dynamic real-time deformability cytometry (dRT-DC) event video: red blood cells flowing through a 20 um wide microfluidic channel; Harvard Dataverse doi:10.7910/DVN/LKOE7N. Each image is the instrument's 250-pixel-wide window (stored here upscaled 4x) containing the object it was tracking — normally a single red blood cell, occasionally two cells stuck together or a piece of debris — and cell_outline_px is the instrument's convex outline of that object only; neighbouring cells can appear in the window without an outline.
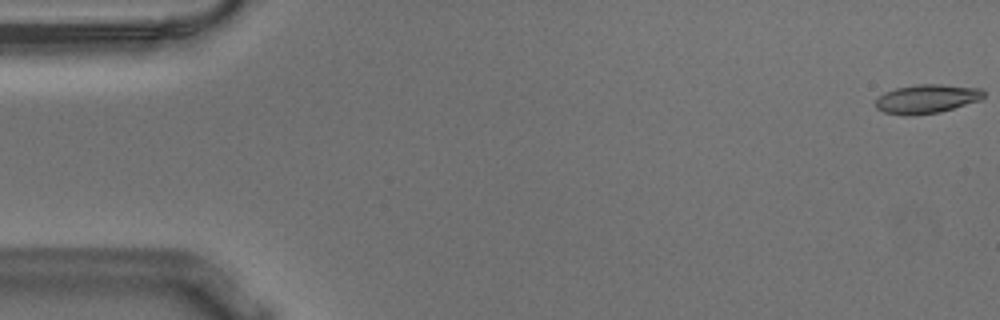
{"species": "Egyptian fruit bat (a non-hibernating species)", "species_latin": "Rousettus aegyptiacus", "temperature_condition": "warm", "stored_images_in_passage": 56, "camera_frame_rate_fps": 3000, "um_per_image_px": 0.085, "animal": {"sex": "male"}, "frame": {"image": 1, "passage_image": 1, "time_ms": 0.0, "image_size_px": [1000, 320], "cell_outline_px": [[984, 96], [980, 100], [940, 112], [912, 116], [904, 116], [884, 112], [876, 108], [876, 100], [884, 92], [896, 88], [916, 84], [940, 84], [984, 88]], "centroid_in_image_um": [78.78, 8.4], "position_along_channel_um": 6.2, "area_um2": 18.38}}
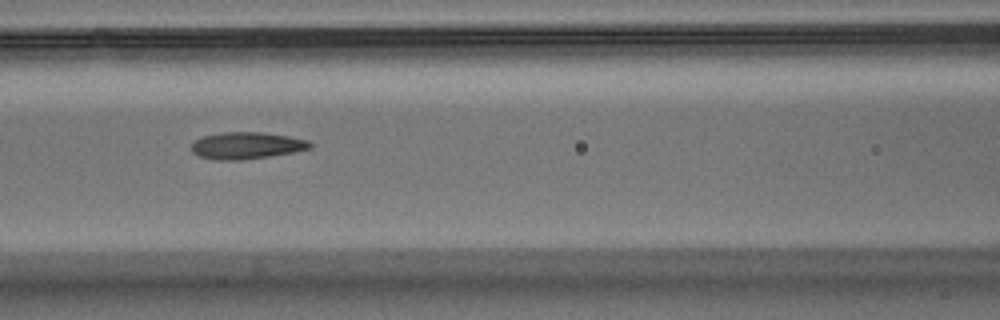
{"frame": {"image": 2, "passage_image": 24, "time_ms": 7.667, "image_size_px": [1000, 320], "cell_outline_px": [[312, 148], [292, 152], [268, 156], [240, 160], [212, 160], [200, 156], [192, 152], [192, 144], [196, 140], [204, 136], [220, 132], [264, 132], [288, 136], [308, 140], [312, 144]], "centroid_in_image_um": [20.96, 12.37], "position_along_channel_um": 145.6, "area_um2": 18.5}}
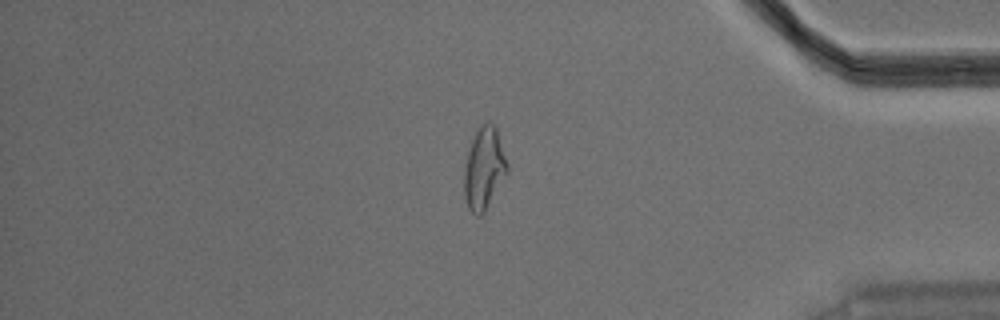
{"frame": {"image": 3, "passage_image": 47, "time_ms": 15.333, "image_size_px": [1000, 320], "cell_outline_px": [[508, 172], [484, 212], [480, 216], [476, 216], [468, 208], [464, 196], [464, 168], [468, 152], [472, 140], [480, 124], [484, 120], [488, 120], [496, 128], [508, 164]], "centroid_in_image_um": [41.14, 14.31], "position_along_channel_um": 394.1, "area_um2": 20.52}, "authors_computed_cell_mechanics": {"area_um2": 18.5249, "velocity_mm_per_s": 3.6282, "shape_relaxation_time_tau1_ms": null, "shape_relaxation_time_tau2_ms": 2.0505, "deformation_change_tau1": null, "deformation_change_tau2": 0.1021}}